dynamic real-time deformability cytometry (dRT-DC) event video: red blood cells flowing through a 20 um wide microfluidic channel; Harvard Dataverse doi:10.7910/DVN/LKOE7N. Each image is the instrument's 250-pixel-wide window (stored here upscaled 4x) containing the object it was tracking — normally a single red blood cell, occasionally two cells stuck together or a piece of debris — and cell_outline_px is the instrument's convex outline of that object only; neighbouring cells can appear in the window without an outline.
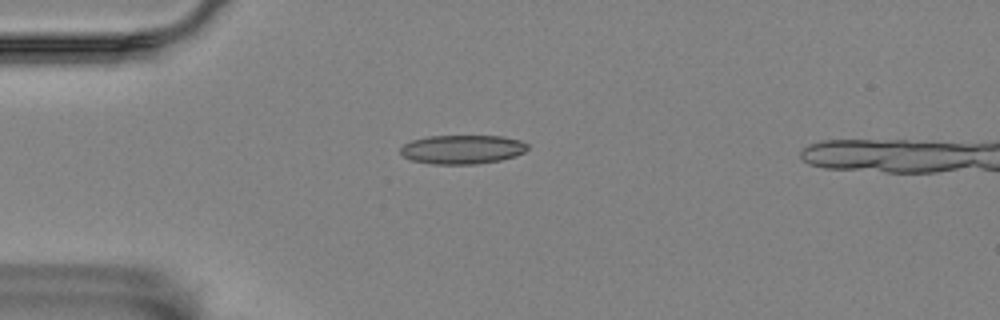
{"species": "Egyptian fruit bat (a non-hibernating species)", "species_latin": "Rousettus aegyptiacus", "temperature_condition": "room temperature", "stored_images_in_passage": 33, "camera_frame_rate_fps": 3000, "um_per_image_px": 0.085, "animal": {"sex": "female"}, "frame": {"image": 1, "passage_image": 1, "time_ms": 0.0, "image_size_px": [1000, 320], "cell_outline_px": [[528, 148], [524, 152], [516, 156], [500, 160], [476, 164], [432, 164], [412, 160], [404, 156], [400, 152], [400, 148], [404, 144], [412, 140], [428, 136], [504, 136], [520, 140], [528, 144]], "centroid_in_image_um": [39.31, 12.69], "position_along_channel_um": 45.7, "area_um2": 21.5}}
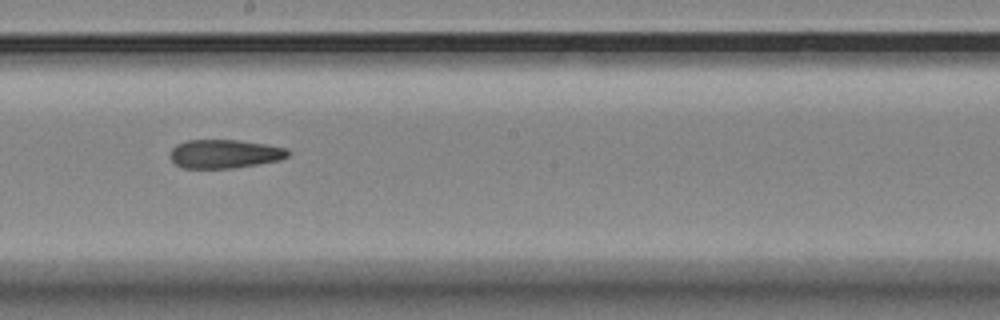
{"frame": {"image": 2, "passage_image": 18, "time_ms": 5.667, "image_size_px": [1000, 320], "cell_outline_px": [[292, 152], [288, 156], [280, 160], [232, 168], [180, 168], [168, 156], [172, 148], [176, 144], [188, 140], [240, 140], [268, 144], [288, 148]], "centroid_in_image_um": [19.1, 13.07], "position_along_channel_um": 229.1, "area_um2": 19.94}}
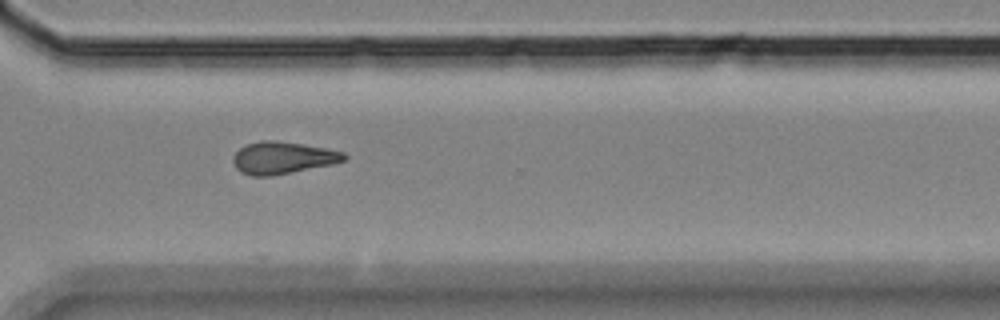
{"frame": {"image": 3, "passage_image": 28, "time_ms": 9.0, "image_size_px": [1000, 320], "cell_outline_px": [[348, 156], [344, 160], [332, 164], [272, 176], [252, 176], [240, 172], [236, 168], [232, 160], [232, 156], [240, 148], [248, 144], [260, 140], [276, 140], [304, 144], [344, 152]], "centroid_in_image_um": [24.0, 13.41], "position_along_channel_um": 346.6, "area_um2": 20.81}, "authors_computed_cell_mechanics": {"area_um2": 20.23, "velocity_mm_per_s": 3.526, "shape_relaxation_time_tau1_ms": null, "shape_relaxation_time_tau2_ms": 6.7485, "deformation_change_tau1": null, "deformation_change_tau2": 0.1575}}